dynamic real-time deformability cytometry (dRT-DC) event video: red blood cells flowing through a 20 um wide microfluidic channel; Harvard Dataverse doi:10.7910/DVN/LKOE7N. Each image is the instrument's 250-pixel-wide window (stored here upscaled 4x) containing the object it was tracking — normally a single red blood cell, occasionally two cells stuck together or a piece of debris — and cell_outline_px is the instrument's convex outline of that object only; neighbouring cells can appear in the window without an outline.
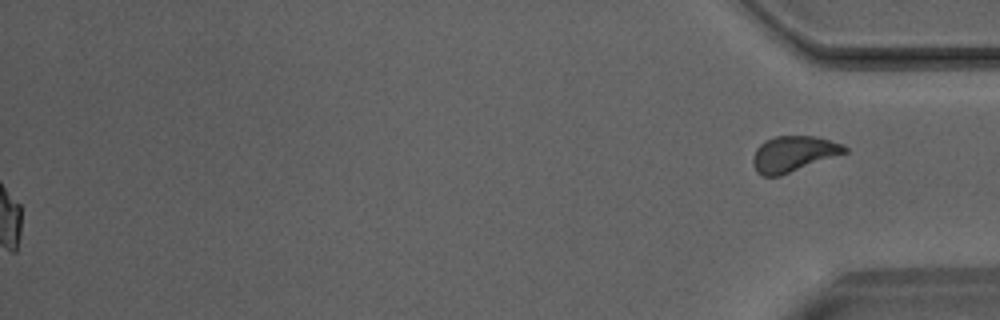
{"species": "Egyptian fruit bat (a non-hibernating species)", "species_latin": "Rousettus aegyptiacus", "temperature_condition": "room temperature", "stored_images_in_passage": 37, "segment_of_instrument_passage": [2, 2], "camera_frame_rate_fps": 3000, "um_per_image_px": 0.085, "animal": {"sex": "male"}, "frame": {"image": 1, "passage_image": 37, "time_ms": 12.0, "image_size_px": [1000, 320], "cell_outline_px": [[848, 152], [780, 176], [764, 176], [756, 172], [752, 164], [752, 156], [756, 148], [764, 140], [776, 136], [816, 136], [844, 144], [848, 148]], "centroid_in_image_um": [67.43, 13.07], "position_along_channel_um": 367.8, "area_um2": 19.31}}